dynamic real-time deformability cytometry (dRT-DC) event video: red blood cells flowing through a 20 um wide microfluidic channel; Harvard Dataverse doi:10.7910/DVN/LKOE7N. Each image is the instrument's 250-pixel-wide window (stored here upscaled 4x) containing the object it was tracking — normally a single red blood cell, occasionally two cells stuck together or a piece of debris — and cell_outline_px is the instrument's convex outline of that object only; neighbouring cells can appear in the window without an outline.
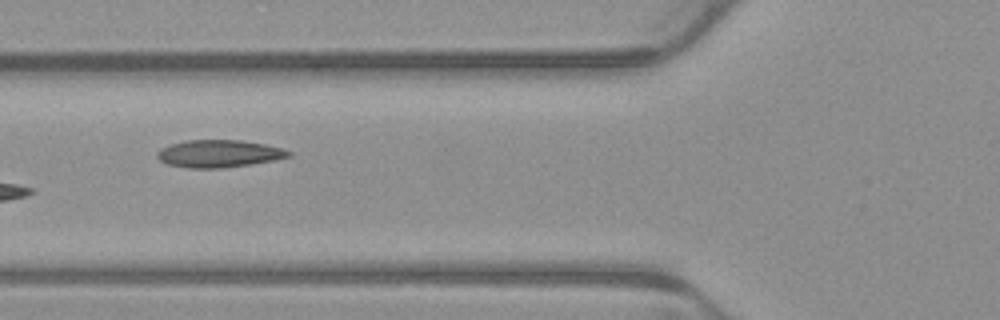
{"species": "common noctule bat (a hibernating species)", "species_latin": "Nyctalus noctula", "temperature_condition": "warm", "stored_images_in_passage": 6, "camera_frame_rate_fps": 3000, "um_per_image_px": 0.085, "animal": {"sex": "male", "body_mass_g": 23.1, "forearm_length_mm": 52.7}, "frame": {"image": 1, "passage_image": 4, "time_ms": 1.0, "image_size_px": [1000, 320], "cell_outline_px": [[292, 156], [272, 160], [248, 164], [220, 168], [188, 168], [168, 164], [160, 160], [156, 156], [156, 152], [160, 148], [184, 140], [240, 140], [264, 144], [280, 148], [292, 152]], "centroid_in_image_um": [18.56, 13.05], "position_along_channel_um": 107.2, "area_um2": 20.81}}
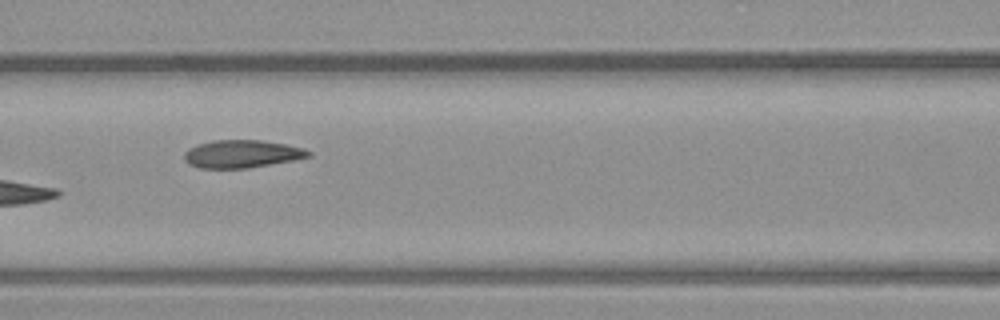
{"frame": {"image": 2, "passage_image": 5, "time_ms": 1.333, "image_size_px": [1000, 320], "cell_outline_px": [[312, 156], [292, 160], [248, 168], [200, 168], [188, 164], [184, 160], [184, 152], [188, 148], [212, 140], [260, 140], [288, 144], [304, 148], [312, 152]], "centroid_in_image_um": [20.56, 13.08], "position_along_channel_um": 146.0, "area_um2": 20.17}}
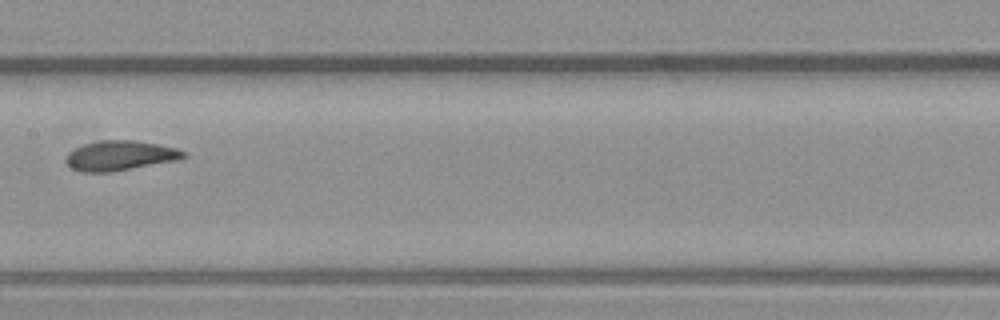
{"frame": {"image": 3, "passage_image": 6, "time_ms": 1.667, "image_size_px": [1000, 320], "cell_outline_px": [[188, 156], [180, 160], [112, 172], [80, 172], [72, 168], [64, 160], [68, 152], [84, 144], [100, 140], [136, 140], [176, 148], [188, 152]], "centroid_in_image_um": [10.24, 13.23], "position_along_channel_um": 197.2, "area_um2": 20.69}}